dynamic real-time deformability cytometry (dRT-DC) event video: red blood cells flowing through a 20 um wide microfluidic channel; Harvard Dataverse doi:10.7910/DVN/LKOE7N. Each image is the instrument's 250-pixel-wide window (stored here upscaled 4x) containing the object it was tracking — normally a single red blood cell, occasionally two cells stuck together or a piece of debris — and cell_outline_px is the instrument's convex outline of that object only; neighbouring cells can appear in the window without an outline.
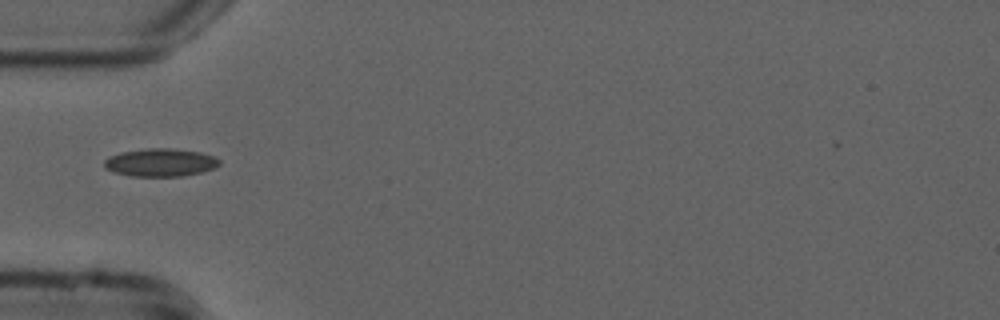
{"species": "common noctule bat (a hibernating species)", "species_latin": "Nyctalus noctula", "temperature_condition": "cold", "stored_images_in_passage": 38, "camera_frame_rate_fps": 3000, "um_per_image_px": 0.085, "animal": {"sex": "male", "forearm_length_mm": 52.5}, "frame": {"image": 1, "passage_image": 1, "time_ms": 0.0, "image_size_px": [1000, 320], "cell_outline_px": [[220, 164], [212, 168], [200, 172], [180, 176], [132, 176], [116, 172], [104, 168], [104, 160], [108, 156], [120, 152], [148, 148], [172, 148], [200, 152], [216, 156], [220, 160]], "centroid_in_image_um": [13.62, 13.8], "position_along_channel_um": 71.4, "area_um2": 18.73}}
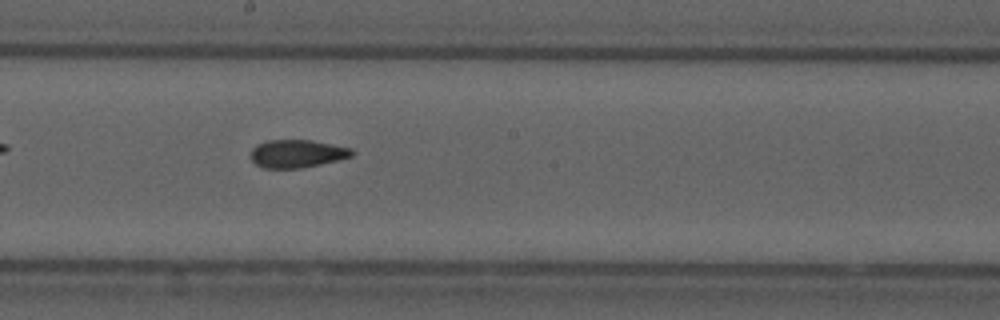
{"frame": {"image": 2, "passage_image": 13, "time_ms": 4.0, "image_size_px": [1000, 320], "cell_outline_px": [[356, 152], [352, 156], [340, 160], [300, 168], [264, 168], [256, 164], [252, 160], [252, 148], [256, 144], [268, 140], [308, 140], [352, 148]], "centroid_in_image_um": [25.27, 13.06], "position_along_channel_um": 222.9, "area_um2": 16.42}}
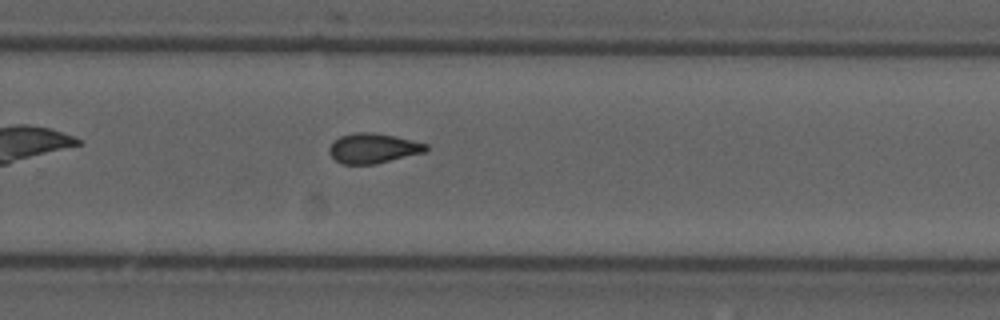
{"frame": {"image": 3, "passage_image": 19, "time_ms": 6.0, "image_size_px": [1000, 320], "cell_outline_px": [[428, 148], [424, 152], [376, 164], [340, 164], [328, 152], [328, 148], [340, 136], [356, 132], [372, 132], [392, 136], [428, 144]], "centroid_in_image_um": [31.69, 12.61], "position_along_channel_um": 298.1, "area_um2": 16.65}, "authors_computed_cell_mechanics": {"area_um2": 16.8198, "velocity_mm_per_s": 3.7713, "shape_relaxation_time_tau1_ms": null, "shape_relaxation_time_tau2_ms": 2.4444, "deformation_change_tau1": null, "deformation_change_tau2": 0.0873}}